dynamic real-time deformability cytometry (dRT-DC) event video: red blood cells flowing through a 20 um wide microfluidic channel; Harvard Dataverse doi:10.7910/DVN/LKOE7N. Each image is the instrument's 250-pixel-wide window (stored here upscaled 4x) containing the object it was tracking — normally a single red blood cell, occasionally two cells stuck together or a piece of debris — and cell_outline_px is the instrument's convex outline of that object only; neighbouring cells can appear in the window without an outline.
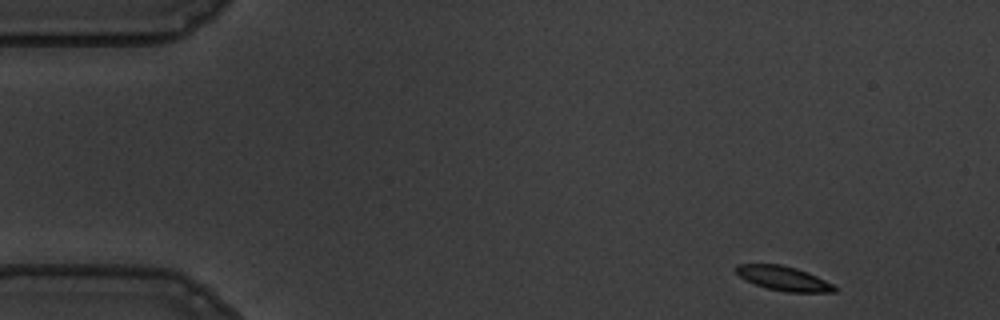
{"species": "common noctule bat (a hibernating species)", "species_latin": "Nyctalus noctula", "temperature_condition": "warm", "stored_images_in_passage": 52, "camera_frame_rate_fps": 3000, "um_per_image_px": 0.085, "animal": {"sex": "male", "body_mass_g": 19.5, "forearm_length_mm": 54.6}, "frame": {"image": 1, "passage_image": 1, "time_ms": 0.0, "image_size_px": [1000, 320], "cell_outline_px": [[840, 288], [836, 292], [788, 292], [768, 288], [756, 284], [740, 276], [732, 268], [736, 264], [780, 264], [796, 268], [808, 272]], "centroid_in_image_um": [66.61, 23.65], "position_along_channel_um": 18.4, "area_um2": 13.93}}
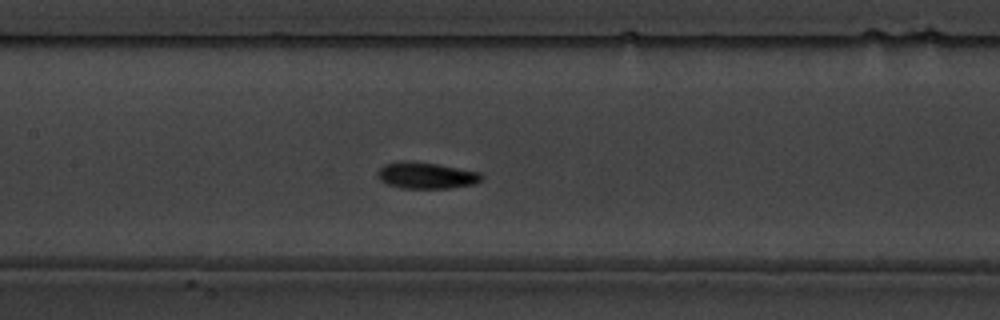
{"frame": {"image": 2, "passage_image": 22, "time_ms": 7.0, "image_size_px": [1000, 320], "cell_outline_px": [[484, 180], [476, 184], [452, 188], [404, 188], [388, 184], [380, 180], [376, 172], [384, 164], [400, 160], [408, 160], [436, 164], [480, 172], [484, 176]], "centroid_in_image_um": [36.26, 14.91], "position_along_channel_um": 171.1, "area_um2": 16.18}}
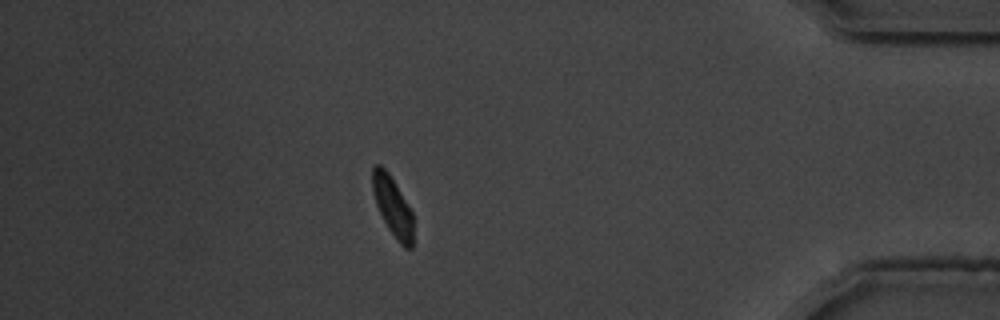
{"frame": {"image": 3, "passage_image": 45, "time_ms": 14.667, "image_size_px": [1000, 320], "cell_outline_px": [[412, 248], [404, 248], [400, 244], [388, 228], [376, 204], [372, 188], [372, 168], [376, 164], [380, 164], [388, 172], [412, 212]], "centroid_in_image_um": [33.36, 17.53], "position_along_channel_um": 401.8, "area_um2": 13.76}, "authors_computed_cell_mechanics": {"area_um2": 14.7968, "velocity_mm_per_s": 3.551, "shape_relaxation_time_tau1_ms": 1.9309, "shape_relaxation_time_tau2_ms": 5.133, "deformation_change_tau1": 0.1325, "deformation_change_tau2": 0.0859}}